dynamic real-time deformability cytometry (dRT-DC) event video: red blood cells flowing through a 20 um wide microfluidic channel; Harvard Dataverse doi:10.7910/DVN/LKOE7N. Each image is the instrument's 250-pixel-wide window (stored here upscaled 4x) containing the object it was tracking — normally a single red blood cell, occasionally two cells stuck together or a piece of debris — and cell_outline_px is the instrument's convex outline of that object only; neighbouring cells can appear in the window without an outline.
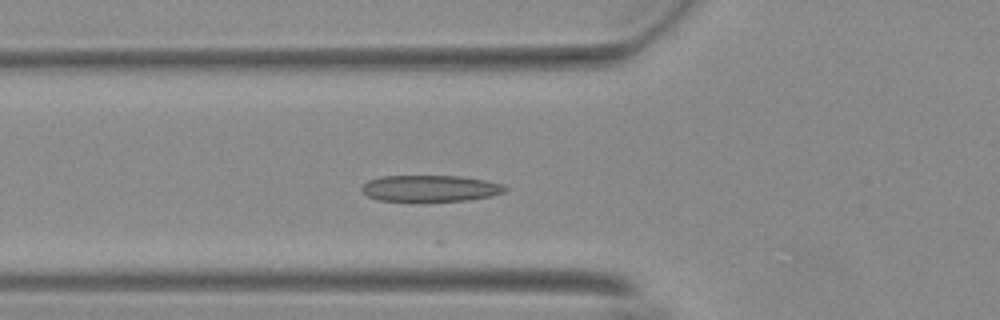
{"species": "Egyptian fruit bat (a non-hibernating species)", "species_latin": "Rousettus aegyptiacus", "temperature_condition": "warm", "stored_images_in_passage": 7, "camera_frame_rate_fps": 3000, "um_per_image_px": 0.085, "animal": {"sex": "female"}, "frame": {"image": 1, "passage_image": 2, "time_ms": 0.333, "image_size_px": [1000, 320], "cell_outline_px": [[508, 188], [504, 192], [492, 196], [468, 200], [380, 200], [368, 196], [360, 188], [368, 180], [380, 176], [460, 176], [484, 180], [500, 184]], "centroid_in_image_um": [36.57, 15.99], "position_along_channel_um": 89.2, "area_um2": 21.62}}
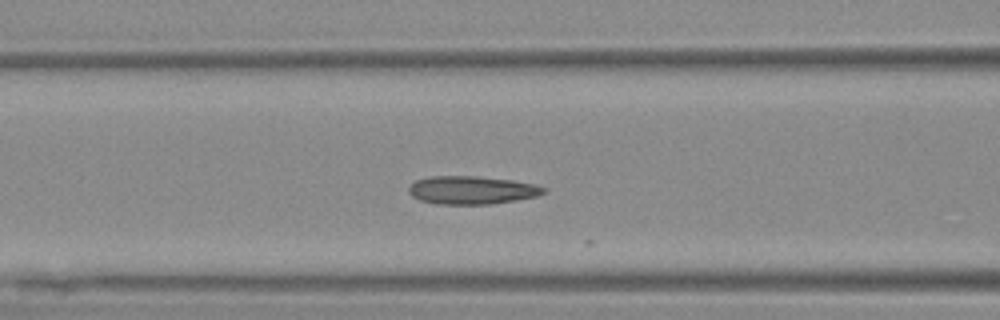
{"frame": {"image": 2, "passage_image": 5, "time_ms": 1.333, "image_size_px": [1000, 320], "cell_outline_px": [[548, 188], [544, 192], [536, 196], [516, 200], [492, 204], [436, 204], [420, 200], [412, 196], [408, 192], [408, 188], [416, 180], [428, 176], [476, 176], [512, 180], [536, 184]], "centroid_in_image_um": [40.1, 16.15], "position_along_channel_um": 126.5, "area_um2": 22.2}}